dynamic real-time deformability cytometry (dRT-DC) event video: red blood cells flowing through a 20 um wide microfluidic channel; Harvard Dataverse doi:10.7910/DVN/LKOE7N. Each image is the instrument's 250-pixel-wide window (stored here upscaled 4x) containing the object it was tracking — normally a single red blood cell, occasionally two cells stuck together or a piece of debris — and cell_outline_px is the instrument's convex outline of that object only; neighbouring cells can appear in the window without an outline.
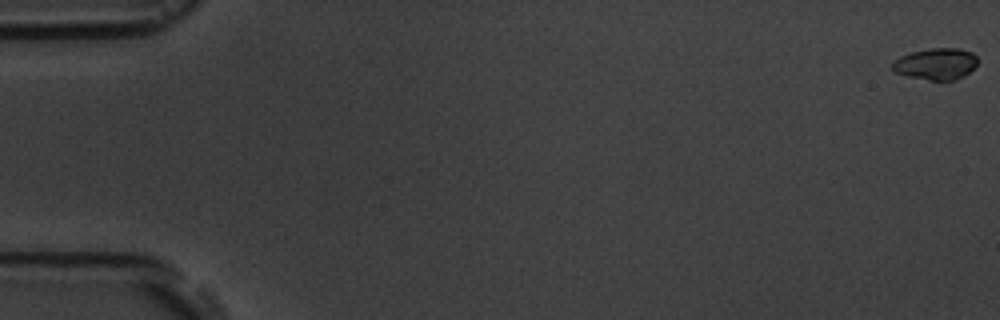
{"species": "common noctule bat (a hibernating species)", "species_latin": "Nyctalus noctula", "temperature_condition": "room temperature", "stored_images_in_passage": 7, "camera_frame_rate_fps": 3000, "um_per_image_px": 0.085, "animal": {"sex": "male", "body_mass_g": 19.5, "forearm_length_mm": 54.6}, "frame": {"image": 1, "passage_image": 1, "time_ms": 0.0, "image_size_px": [1000, 320], "cell_outline_px": [[976, 64], [964, 76], [956, 80], [928, 80], [908, 76], [892, 72], [892, 64], [900, 56], [912, 52], [932, 48], [956, 48], [972, 52], [976, 56]], "centroid_in_image_um": [79.53, 5.44], "position_along_channel_um": 5.5, "area_um2": 15.55}}
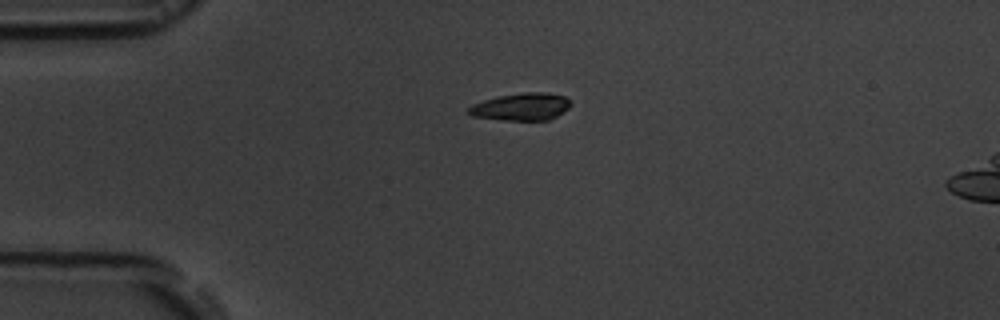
{"frame": {"image": 2, "passage_image": 5, "time_ms": 4.667, "image_size_px": [1000, 320], "cell_outline_px": [[572, 104], [568, 108], [556, 116], [548, 120], [500, 120], [472, 116], [464, 112], [472, 104], [496, 96], [524, 92], [548, 92], [564, 96], [572, 100]], "centroid_in_image_um": [44.29, 9.07], "position_along_channel_um": 40.7, "area_um2": 16.59}}